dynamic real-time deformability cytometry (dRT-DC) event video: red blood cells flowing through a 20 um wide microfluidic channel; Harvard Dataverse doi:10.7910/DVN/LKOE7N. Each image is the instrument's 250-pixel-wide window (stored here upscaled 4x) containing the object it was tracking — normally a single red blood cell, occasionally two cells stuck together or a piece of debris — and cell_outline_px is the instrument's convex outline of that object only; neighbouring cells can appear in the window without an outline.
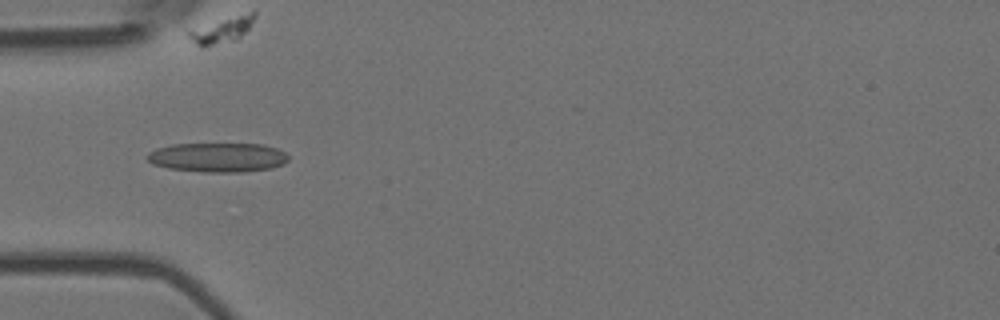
{"species": "Egyptian fruit bat (a non-hibernating species)", "species_latin": "Rousettus aegyptiacus", "temperature_condition": "room temperature", "stored_images_in_passage": 6, "segment_of_instrument_passage": [1, 2], "camera_frame_rate_fps": 3000, "um_per_image_px": 0.085, "animal": {"sex": "female"}, "frame": {"image": 1, "passage_image": 2, "time_ms": 0.333, "image_size_px": [1000, 320], "cell_outline_px": [[288, 160], [284, 164], [272, 168], [244, 172], [204, 172], [168, 168], [152, 164], [144, 156], [148, 152], [156, 148], [172, 144], [264, 144], [276, 148], [284, 152], [288, 156]], "centroid_in_image_um": [18.49, 13.38], "position_along_channel_um": 66.5, "area_um2": 24.33}}
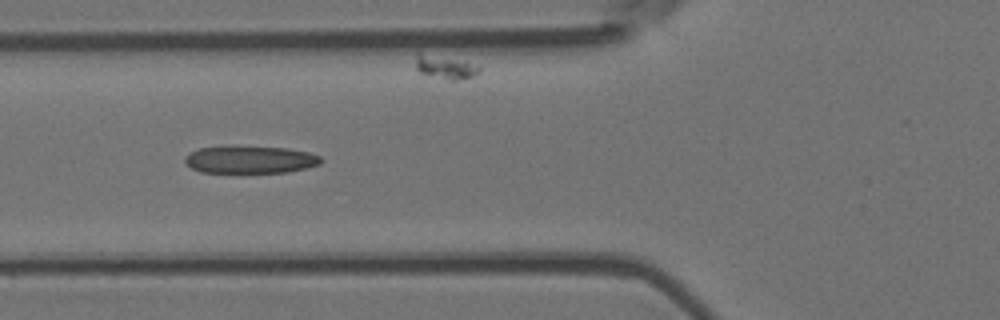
{"frame": {"image": 2, "passage_image": 3, "time_ms": 0.667, "image_size_px": [1000, 320], "cell_outline_px": [[324, 160], [320, 164], [288, 172], [200, 172], [192, 168], [184, 160], [184, 156], [188, 152], [200, 148], [288, 148], [308, 152], [320, 156]], "centroid_in_image_um": [21.28, 13.59], "position_along_channel_um": 104.5, "area_um2": 21.04}}
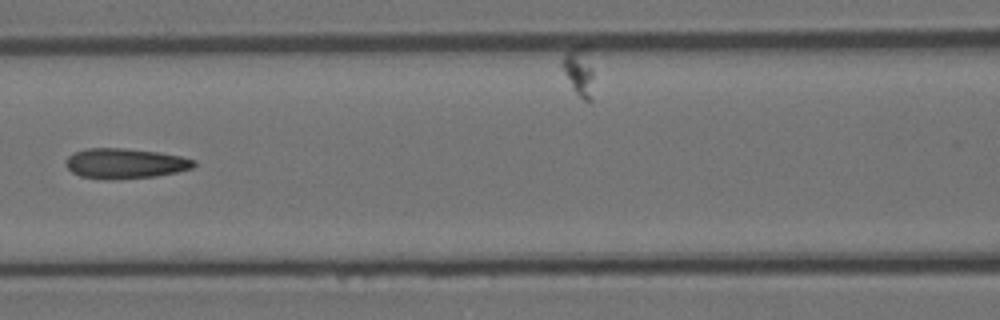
{"frame": {"image": 3, "passage_image": 4, "time_ms": 1.0, "image_size_px": [1000, 320], "cell_outline_px": [[196, 164], [192, 168], [176, 172], [156, 176], [116, 180], [104, 180], [80, 176], [72, 172], [64, 164], [64, 160], [68, 156], [84, 148], [124, 148], [160, 152], [180, 156], [196, 160]], "centroid_in_image_um": [10.6, 13.9], "position_along_channel_um": 156.0, "area_um2": 22.83}}